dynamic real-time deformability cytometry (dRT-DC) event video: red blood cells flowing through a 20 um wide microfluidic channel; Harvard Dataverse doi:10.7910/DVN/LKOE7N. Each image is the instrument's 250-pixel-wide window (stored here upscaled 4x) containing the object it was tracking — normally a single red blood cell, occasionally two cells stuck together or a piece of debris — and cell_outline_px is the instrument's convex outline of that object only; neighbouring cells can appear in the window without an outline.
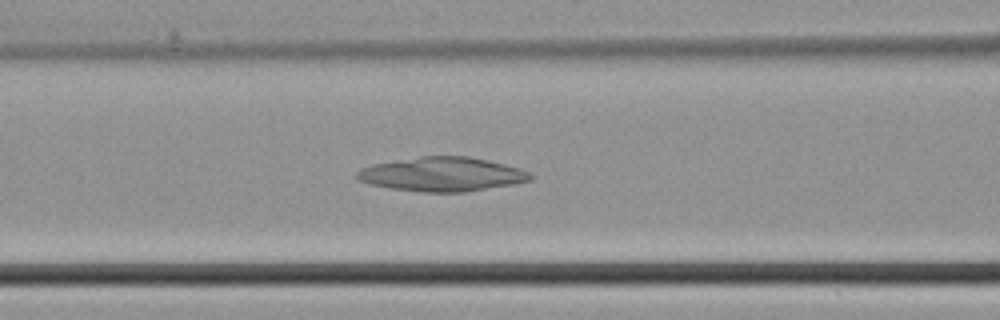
{"species": "common noctule bat (a hibernating species)", "species_latin": "Nyctalus noctula", "temperature_condition": "cold", "stored_images_in_passage": 41, "camera_frame_rate_fps": 3000, "um_per_image_px": 0.085, "animal": {"sex": "male", "body_mass_g": 21.5, "forearm_length_mm": 52.0}, "frame": {"image": 1, "passage_image": 15, "time_ms": 4.667, "image_size_px": [1000, 320], "cell_outline_px": [[532, 180], [512, 184], [464, 192], [420, 192], [392, 188], [368, 184], [356, 180], [356, 172], [360, 168], [372, 164], [420, 156], [468, 156], [488, 160], [504, 164], [528, 172], [532, 176]], "centroid_in_image_um": [37.51, 14.81], "position_along_channel_um": 129.1, "area_um2": 34.39}}
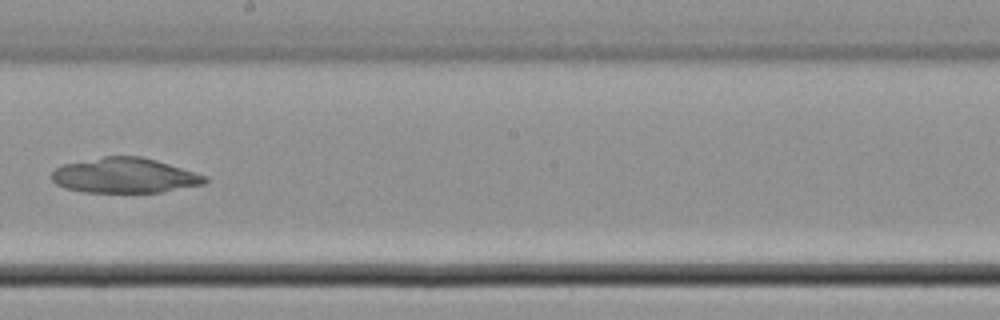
{"frame": {"image": 2, "passage_image": 22, "time_ms": 7.0, "image_size_px": [1000, 320], "cell_outline_px": [[208, 180], [204, 184], [160, 192], [84, 192], [64, 188], [56, 184], [52, 180], [52, 172], [56, 168], [64, 164], [104, 156], [140, 156], [156, 160], [208, 176]], "centroid_in_image_um": [10.6, 14.92], "position_along_channel_um": 237.6, "area_um2": 31.21}}
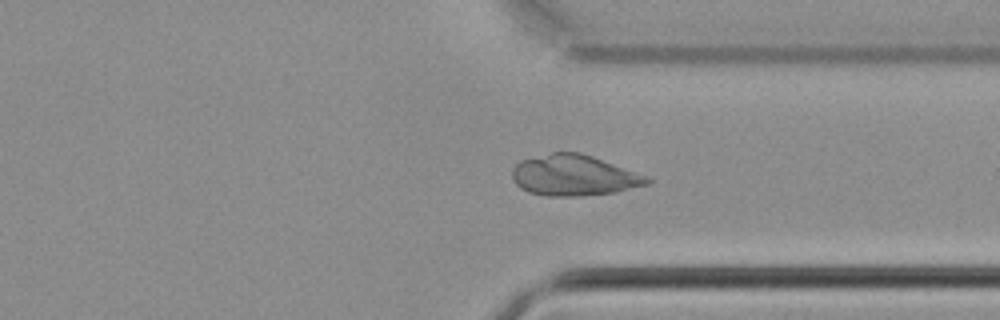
{"frame": {"image": 3, "passage_image": 30, "time_ms": 9.667, "image_size_px": [1000, 320], "cell_outline_px": [[652, 180], [648, 184], [616, 192], [584, 196], [544, 196], [528, 192], [520, 188], [512, 180], [512, 168], [520, 160], [552, 152], [580, 152], [592, 156], [648, 176]], "centroid_in_image_um": [48.76, 14.91], "position_along_channel_um": 362.6, "area_um2": 32.31}}